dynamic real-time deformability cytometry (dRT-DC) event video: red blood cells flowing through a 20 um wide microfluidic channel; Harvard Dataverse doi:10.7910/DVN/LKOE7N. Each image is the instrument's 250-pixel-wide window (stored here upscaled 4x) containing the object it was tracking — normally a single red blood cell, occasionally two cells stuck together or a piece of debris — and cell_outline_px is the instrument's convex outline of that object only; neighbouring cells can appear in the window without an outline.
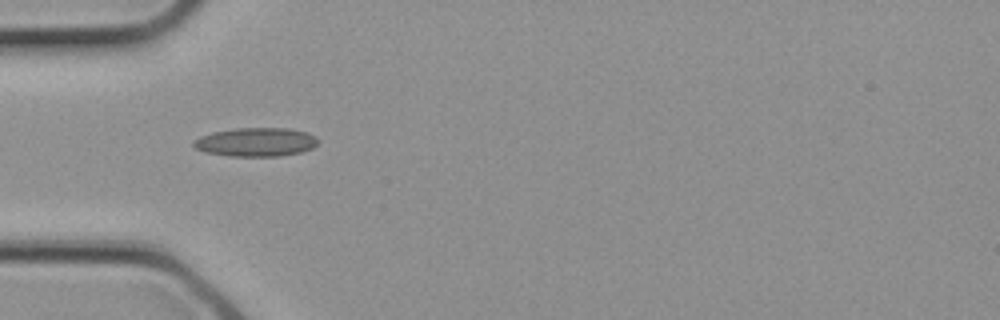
{"species": "common noctule bat (a hibernating species)", "species_latin": "Nyctalus noctula", "temperature_condition": "cold", "stored_images_in_passage": 3, "camera_frame_rate_fps": 3000, "um_per_image_px": 0.085, "animal": {"sex": "female", "body_mass_g": 21.9}, "frame": {"image": 1, "passage_image": 3, "time_ms": 0.667, "image_size_px": [1000, 320], "cell_outline_px": [[320, 140], [312, 148], [300, 152], [280, 156], [228, 156], [204, 152], [196, 148], [192, 144], [192, 140], [200, 136], [212, 132], [236, 128], [288, 128], [308, 132], [316, 136]], "centroid_in_image_um": [21.75, 12.07], "position_along_channel_um": 63.3, "area_um2": 21.04}}